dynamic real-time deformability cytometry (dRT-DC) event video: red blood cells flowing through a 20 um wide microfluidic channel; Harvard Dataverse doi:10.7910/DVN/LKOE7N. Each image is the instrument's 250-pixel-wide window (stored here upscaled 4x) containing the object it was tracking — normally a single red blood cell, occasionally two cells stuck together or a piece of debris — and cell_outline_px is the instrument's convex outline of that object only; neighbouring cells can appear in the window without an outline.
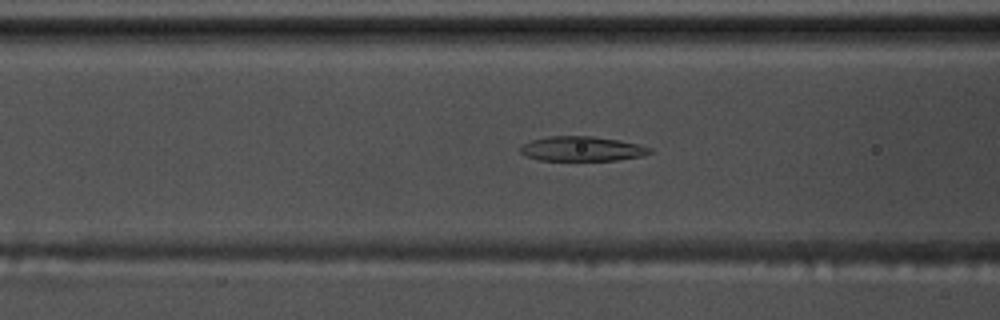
{"species": "common noctule bat (a hibernating species)", "species_latin": "Nyctalus noctula", "temperature_condition": "warm", "stored_images_in_passage": 44, "camera_frame_rate_fps": 3000, "um_per_image_px": 0.085, "animal": {"sex": "male", "body_mass_g": 17.5, "forearm_length_mm": 52.3}, "frame": {"image": 1, "passage_image": 17, "time_ms": 5.333, "image_size_px": [1000, 320], "cell_outline_px": [[652, 152], [644, 156], [616, 160], [540, 160], [524, 156], [520, 152], [520, 148], [524, 144], [532, 140], [548, 136], [592, 136], [620, 140], [652, 148]], "centroid_in_image_um": [49.47, 12.65], "position_along_channel_um": 117.1, "area_um2": 18.61}}
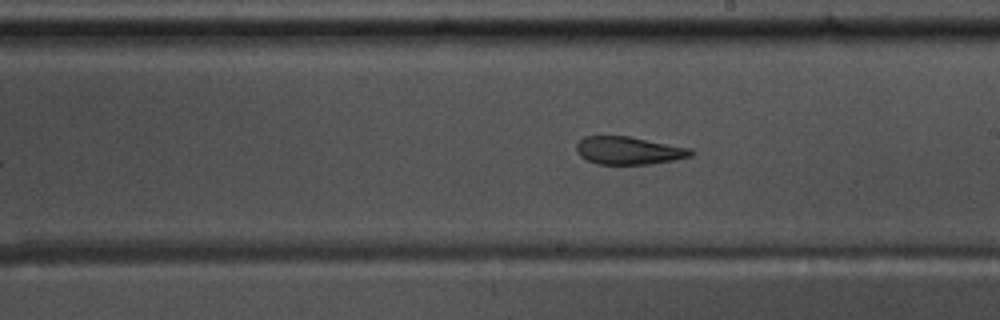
{"frame": {"image": 2, "passage_image": 27, "time_ms": 8.667, "image_size_px": [1000, 320], "cell_outline_px": [[696, 152], [692, 156], [652, 164], [596, 164], [580, 156], [576, 152], [576, 144], [584, 136], [628, 136], [692, 148]], "centroid_in_image_um": [53.46, 12.79], "position_along_channel_um": 235.5, "area_um2": 18.67}}
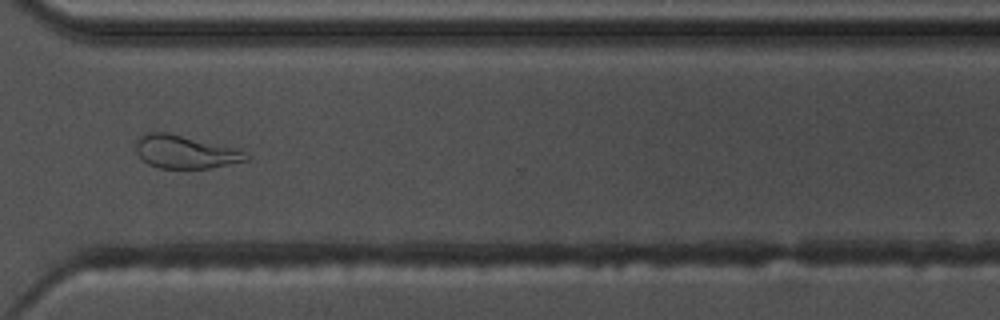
{"frame": {"image": 3, "passage_image": 37, "time_ms": 12.0, "image_size_px": [1000, 320], "cell_outline_px": [[252, 156], [248, 160], [208, 168], [160, 168], [148, 164], [136, 152], [136, 140], [140, 136], [148, 132], [168, 132], [240, 148]], "centroid_in_image_um": [15.79, 12.89], "position_along_channel_um": 354.8, "area_um2": 21.5}, "authors_computed_cell_mechanics": {"area_um2": 20.23, "velocity_mm_per_s": 3.5703, "shape_relaxation_time_tau1_ms": null, "shape_relaxation_time_tau2_ms": 3.693, "deformation_change_tau1": null, "deformation_change_tau2": 0.0888}}